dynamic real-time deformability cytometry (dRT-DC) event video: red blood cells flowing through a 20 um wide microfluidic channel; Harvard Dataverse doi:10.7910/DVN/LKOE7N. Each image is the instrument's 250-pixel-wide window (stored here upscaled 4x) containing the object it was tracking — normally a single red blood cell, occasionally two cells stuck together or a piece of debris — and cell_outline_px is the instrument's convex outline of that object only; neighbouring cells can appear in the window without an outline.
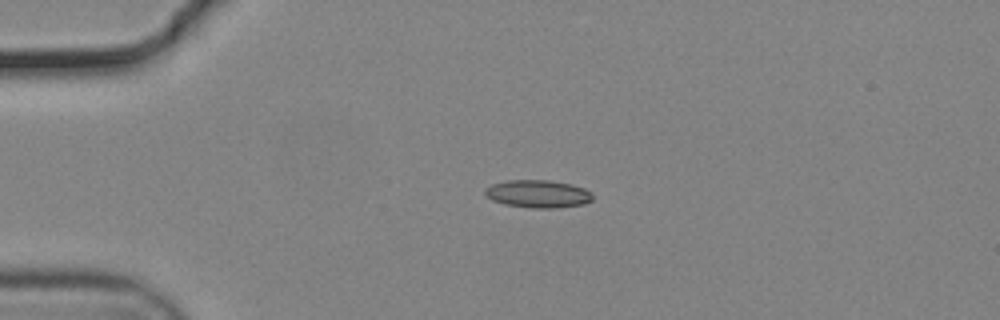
{"species": "common noctule bat (a hibernating species)", "species_latin": "Nyctalus noctula", "temperature_condition": "cold", "stored_images_in_passage": 21, "camera_frame_rate_fps": 3000, "um_per_image_px": 0.085, "animal": {"sex": "male", "body_mass_g": 19.2, "forearm_length_mm": 51.8}, "frame": {"image": 1, "passage_image": 1, "time_ms": 0.0, "image_size_px": [1000, 320], "cell_outline_px": [[592, 200], [584, 204], [556, 208], [532, 208], [504, 204], [492, 200], [484, 192], [484, 188], [492, 184], [508, 180], [548, 180], [572, 184], [584, 188], [592, 192]], "centroid_in_image_um": [45.74, 16.47], "position_along_channel_um": 39.3, "area_um2": 17.46}}
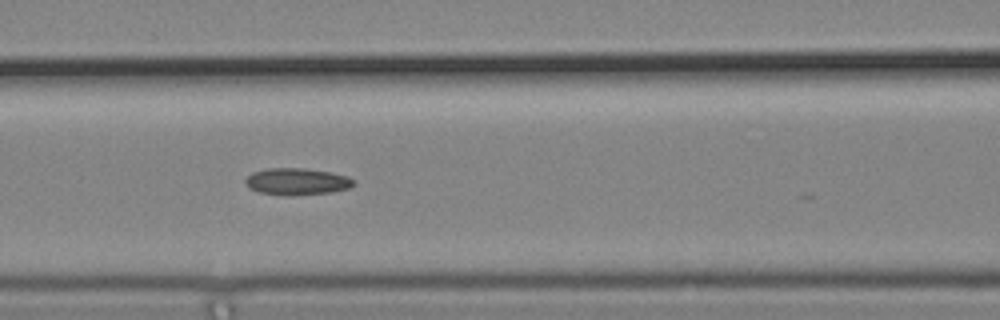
{"frame": {"image": 2, "passage_image": 12, "time_ms": 3.667, "image_size_px": [1000, 320], "cell_outline_px": [[356, 184], [348, 188], [332, 192], [288, 196], [260, 192], [248, 188], [244, 180], [252, 172], [268, 168], [304, 168], [332, 172], [348, 176]], "centroid_in_image_um": [25.23, 15.43], "position_along_channel_um": 141.4, "area_um2": 16.99}}
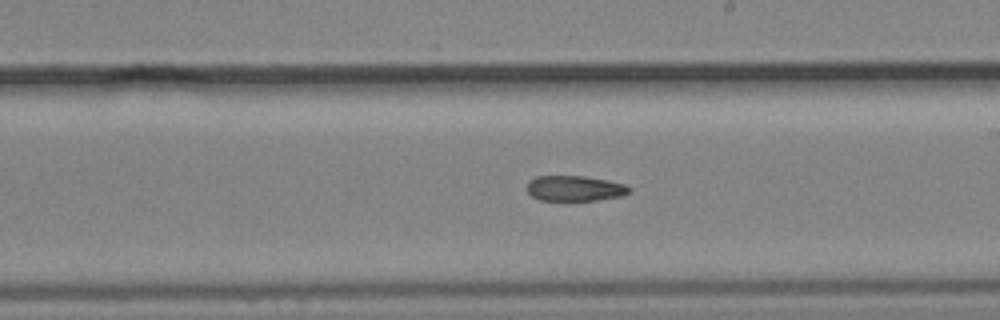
{"frame": {"image": 3, "passage_image": 20, "time_ms": 6.333, "image_size_px": [1000, 320], "cell_outline_px": [[632, 188], [628, 192], [620, 196], [596, 200], [540, 200], [532, 196], [528, 192], [528, 180], [536, 176], [584, 176], [608, 180], [624, 184]], "centroid_in_image_um": [48.84, 16.0], "position_along_channel_um": 240.2, "area_um2": 15.03}}